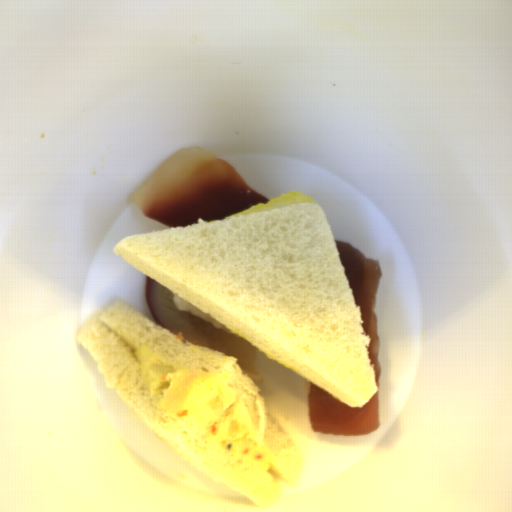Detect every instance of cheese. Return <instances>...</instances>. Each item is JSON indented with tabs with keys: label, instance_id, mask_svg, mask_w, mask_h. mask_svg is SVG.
I'll return each mask as SVG.
<instances>
[{
	"label": "cheese",
	"instance_id": "39d9744d",
	"mask_svg": "<svg viewBox=\"0 0 512 512\" xmlns=\"http://www.w3.org/2000/svg\"><path fill=\"white\" fill-rule=\"evenodd\" d=\"M316 203L310 196L301 193L299 191H290L285 194L279 195L272 199H269L266 203H257L252 207L245 209L243 211L234 213L232 215L226 216L224 219H229L233 217L243 216L247 214L262 212L271 209L284 208L290 206H297L303 204Z\"/></svg>",
	"mask_w": 512,
	"mask_h": 512
}]
</instances>
